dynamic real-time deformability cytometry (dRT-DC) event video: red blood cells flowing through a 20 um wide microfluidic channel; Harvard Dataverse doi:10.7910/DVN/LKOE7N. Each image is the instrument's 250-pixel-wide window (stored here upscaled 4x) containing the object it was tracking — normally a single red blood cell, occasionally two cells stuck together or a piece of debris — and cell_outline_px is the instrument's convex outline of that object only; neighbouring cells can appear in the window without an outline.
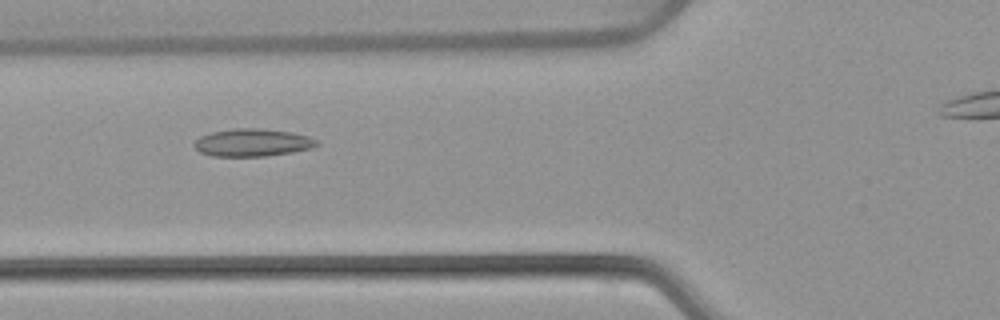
{"species": "common noctule bat (a hibernating species)", "species_latin": "Nyctalus noctula", "temperature_condition": "warm", "stored_images_in_passage": 47, "camera_frame_rate_fps": 3000, "um_per_image_px": 0.085, "animal": {"sex": "female", "body_mass_g": 22.7, "forearm_length_mm": 54.2}, "frame": {"image": 1, "passage_image": 20, "time_ms": 6.333, "image_size_px": [1000, 320], "cell_outline_px": [[320, 144], [312, 148], [292, 152], [264, 156], [212, 156], [200, 152], [192, 144], [200, 136], [212, 132], [232, 128], [260, 128], [292, 132], [308, 136], [316, 140]], "centroid_in_image_um": [21.46, 12.11], "position_along_channel_um": 104.3, "area_um2": 19.77}}
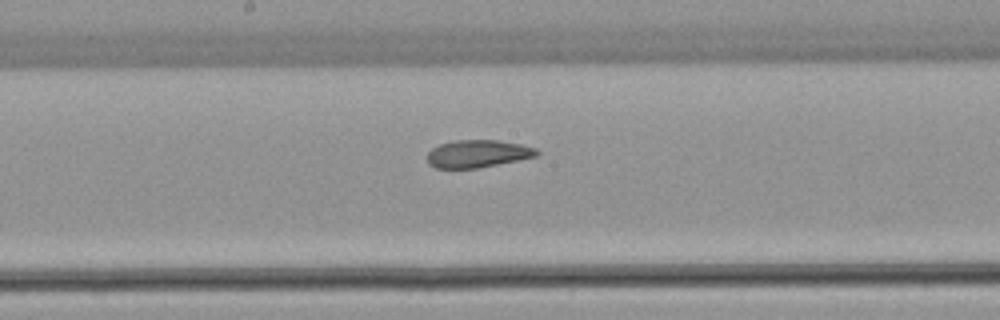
{"frame": {"image": 2, "passage_image": 28, "time_ms": 9.0, "image_size_px": [1000, 320], "cell_outline_px": [[540, 152], [536, 156], [476, 168], [436, 168], [428, 164], [428, 152], [432, 148], [440, 144], [456, 140], [496, 140], [520, 144], [536, 148]], "centroid_in_image_um": [40.58, 13.06], "position_along_channel_um": 207.6, "area_um2": 17.34}}
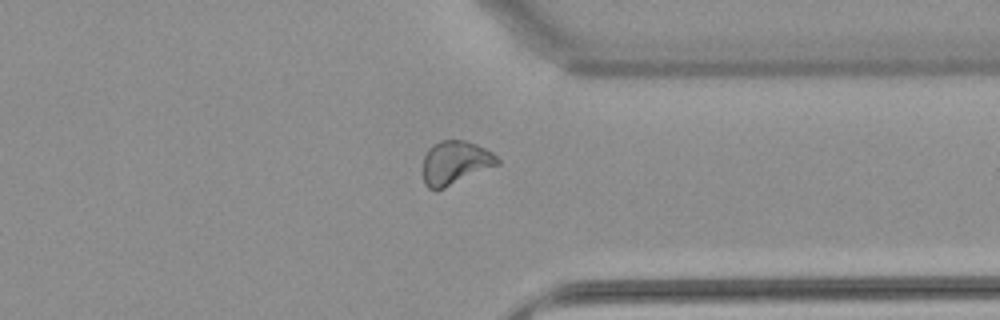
{"frame": {"image": 3, "passage_image": 41, "time_ms": 13.333, "image_size_px": [1000, 320], "cell_outline_px": [[500, 164], [436, 192], [428, 188], [424, 184], [424, 156], [428, 148], [432, 144], [440, 140], [464, 140], [476, 144], [492, 152], [500, 160]], "centroid_in_image_um": [38.68, 13.84], "position_along_channel_um": 372.7, "area_um2": 19.13}}